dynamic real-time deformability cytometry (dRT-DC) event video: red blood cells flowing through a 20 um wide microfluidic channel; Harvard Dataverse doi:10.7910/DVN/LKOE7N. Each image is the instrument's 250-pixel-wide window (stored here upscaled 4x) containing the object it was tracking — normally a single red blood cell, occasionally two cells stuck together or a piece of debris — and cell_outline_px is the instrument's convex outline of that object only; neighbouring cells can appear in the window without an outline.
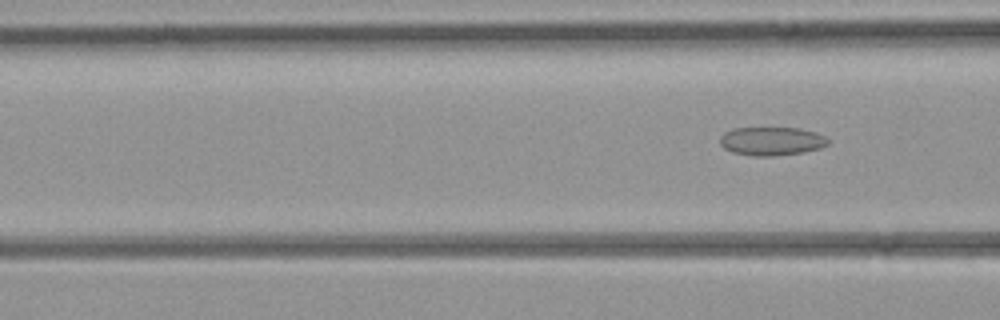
{"species": "common noctule bat (a hibernating species)", "species_latin": "Nyctalus noctula", "temperature_condition": "room temperature", "stored_images_in_passage": 8, "segment_of_instrument_passage": [2, 2], "camera_frame_rate_fps": 3000, "um_per_image_px": 0.085, "animal": {"sex": "female", "body_mass_g": 21.9}, "frame": {"image": 1, "passage_image": 8, "time_ms": 9.0, "image_size_px": [1000, 320], "cell_outline_px": [[828, 144], [820, 148], [804, 152], [772, 156], [752, 156], [732, 152], [724, 148], [720, 144], [720, 136], [724, 132], [732, 128], [800, 128], [816, 132], [824, 136], [828, 140]], "centroid_in_image_um": [65.56, 11.99], "position_along_channel_um": 101.0, "area_um2": 18.03}}